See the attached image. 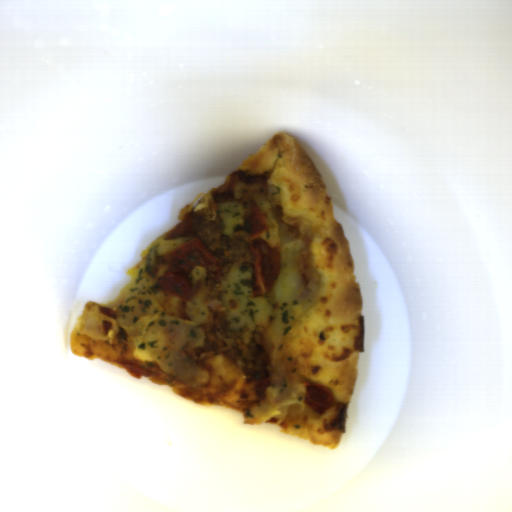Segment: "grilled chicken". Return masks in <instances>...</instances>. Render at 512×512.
Segmentation results:
<instances>
[{"label":"grilled chicken","mask_w":512,"mask_h":512,"mask_svg":"<svg viewBox=\"0 0 512 512\" xmlns=\"http://www.w3.org/2000/svg\"><path fill=\"white\" fill-rule=\"evenodd\" d=\"M224 226L223 217L216 216L208 219L206 215H198L193 222V235L199 238L208 248L219 266V275L216 280L207 270L206 284L208 296L216 299L222 292L226 274L234 264H253L254 257L249 239L250 231H235L231 236L222 234Z\"/></svg>","instance_id":"2"},{"label":"grilled chicken","mask_w":512,"mask_h":512,"mask_svg":"<svg viewBox=\"0 0 512 512\" xmlns=\"http://www.w3.org/2000/svg\"><path fill=\"white\" fill-rule=\"evenodd\" d=\"M270 173H247L236 170L226 181L212 192L215 203L235 202L244 204L245 220L250 222L254 208H258L259 198L268 193Z\"/></svg>","instance_id":"3"},{"label":"grilled chicken","mask_w":512,"mask_h":512,"mask_svg":"<svg viewBox=\"0 0 512 512\" xmlns=\"http://www.w3.org/2000/svg\"><path fill=\"white\" fill-rule=\"evenodd\" d=\"M207 312V320L200 326L204 344L200 347L182 346L184 359L205 370L213 356L227 357L243 376L239 396L242 410L264 403L272 382L276 343L268 341L264 326L260 324L252 330L246 325L232 330L228 326L226 310L216 308Z\"/></svg>","instance_id":"1"}]
</instances>
